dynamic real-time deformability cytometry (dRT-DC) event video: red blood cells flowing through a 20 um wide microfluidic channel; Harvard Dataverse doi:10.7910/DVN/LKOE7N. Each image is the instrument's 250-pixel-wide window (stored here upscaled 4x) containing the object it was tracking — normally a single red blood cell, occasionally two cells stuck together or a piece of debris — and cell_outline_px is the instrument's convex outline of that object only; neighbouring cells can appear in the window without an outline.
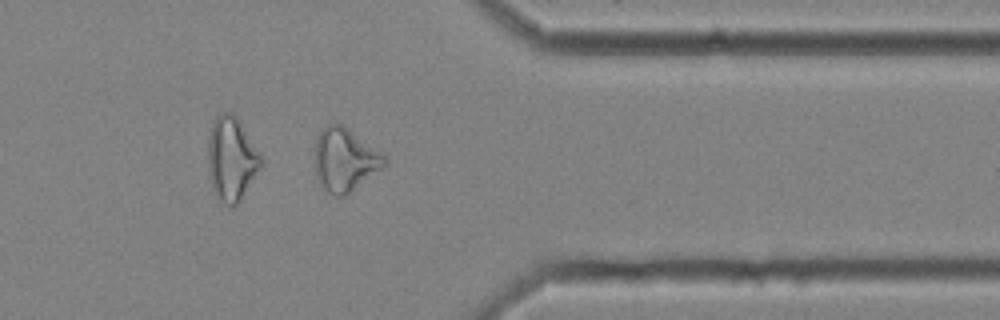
{"species": "common noctule bat (a hibernating species)", "species_latin": "Nyctalus noctula", "temperature_condition": "cold", "stored_images_in_passage": 40, "camera_frame_rate_fps": 3000, "um_per_image_px": 0.085, "animal": {"sex": "female", "body_mass_g": 25.1}, "frame": {"image": 1, "passage_image": 29, "time_ms": 9.333, "image_size_px": [1000, 320], "cell_outline_px": [[388, 160], [380, 168], [344, 196], [336, 196], [328, 192], [316, 180], [316, 140], [320, 132], [328, 124], [344, 124], [384, 152]], "centroid_in_image_um": [29.33, 13.53], "position_along_channel_um": 382.1, "area_um2": 25.43}}